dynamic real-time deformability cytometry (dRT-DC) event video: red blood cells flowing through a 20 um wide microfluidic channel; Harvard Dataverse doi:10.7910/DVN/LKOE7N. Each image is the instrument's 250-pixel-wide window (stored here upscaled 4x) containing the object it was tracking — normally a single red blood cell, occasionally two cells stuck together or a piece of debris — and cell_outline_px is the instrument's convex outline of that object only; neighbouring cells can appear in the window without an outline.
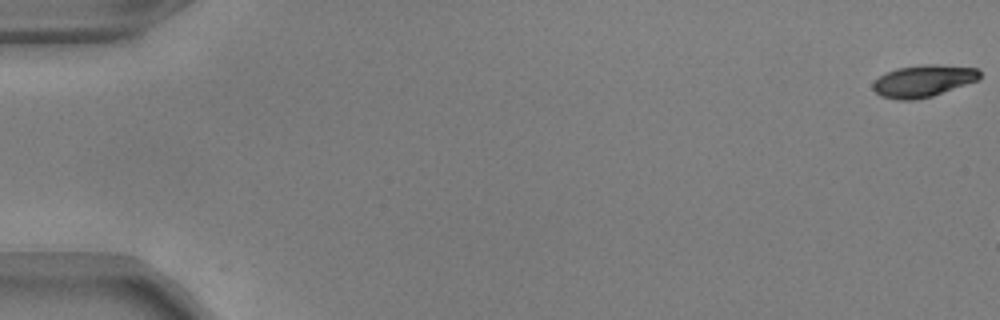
{"species": "common noctule bat (a hibernating species)", "species_latin": "Nyctalus noctula", "temperature_condition": "warm", "stored_images_in_passage": 10, "camera_frame_rate_fps": 3000, "um_per_image_px": 0.085, "animal": {"sex": "male", "body_mass_g": 17.9, "forearm_length_mm": 54.2}, "frame": {"image": 1, "passage_image": 1, "time_ms": 0.0, "image_size_px": [1000, 320], "cell_outline_px": [[980, 80], [932, 96], [916, 100], [896, 100], [880, 96], [872, 88], [872, 84], [880, 76], [896, 68], [924, 64], [936, 64], [976, 68], [980, 72]], "centroid_in_image_um": [78.48, 6.89], "position_along_channel_um": 6.5, "area_um2": 20.0}}